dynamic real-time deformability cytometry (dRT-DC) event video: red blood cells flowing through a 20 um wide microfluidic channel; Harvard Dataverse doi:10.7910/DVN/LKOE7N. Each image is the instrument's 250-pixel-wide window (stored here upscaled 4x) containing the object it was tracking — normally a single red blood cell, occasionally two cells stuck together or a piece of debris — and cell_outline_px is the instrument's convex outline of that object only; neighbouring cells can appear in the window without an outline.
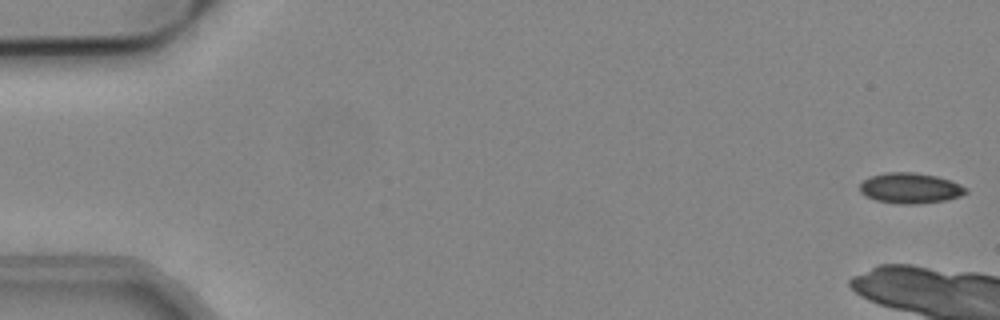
{"species": "common noctule bat (a hibernating species)", "species_latin": "Nyctalus noctula", "temperature_condition": "cold", "stored_images_in_passage": 7, "camera_frame_rate_fps": 3000, "um_per_image_px": 0.085, "animal": {"sex": "male", "body_mass_g": 19.2, "forearm_length_mm": 51.8}, "frame": {"image": 1, "passage_image": 1, "time_ms": 0.0, "image_size_px": [1000, 320], "cell_outline_px": [[968, 192], [960, 196], [944, 200], [916, 204], [900, 204], [876, 200], [864, 196], [860, 192], [860, 184], [864, 180], [872, 176], [888, 172], [912, 172], [936, 176], [952, 180], [968, 188]], "centroid_in_image_um": [77.39, 15.99], "position_along_channel_um": 7.6, "area_um2": 18.84}}